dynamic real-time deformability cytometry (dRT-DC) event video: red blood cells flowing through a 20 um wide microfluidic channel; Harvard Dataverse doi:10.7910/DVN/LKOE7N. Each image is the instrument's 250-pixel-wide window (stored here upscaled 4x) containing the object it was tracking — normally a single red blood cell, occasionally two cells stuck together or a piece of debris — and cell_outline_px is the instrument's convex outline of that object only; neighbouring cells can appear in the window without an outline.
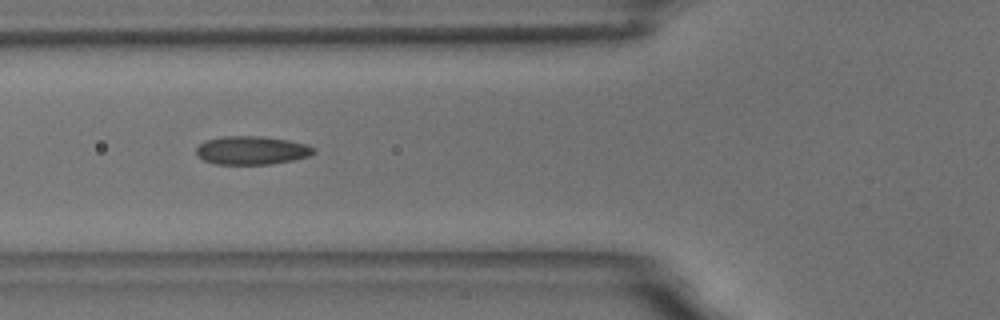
{"species": "common noctule bat (a hibernating species)", "species_latin": "Nyctalus noctula", "temperature_condition": "room temperature", "stored_images_in_passage": 12, "camera_frame_rate_fps": 3000, "um_per_image_px": 0.085, "animal": {"sex": "male", "body_mass_g": 18.8}, "frame": {"image": 1, "passage_image": 3, "time_ms": 2.333, "image_size_px": [1000, 320], "cell_outline_px": [[316, 152], [308, 156], [292, 160], [272, 164], [216, 164], [204, 160], [196, 152], [196, 148], [204, 140], [224, 136], [260, 136], [288, 140], [304, 144], [316, 148]], "centroid_in_image_um": [21.4, 12.77], "position_along_channel_um": 104.4, "area_um2": 19.36}}
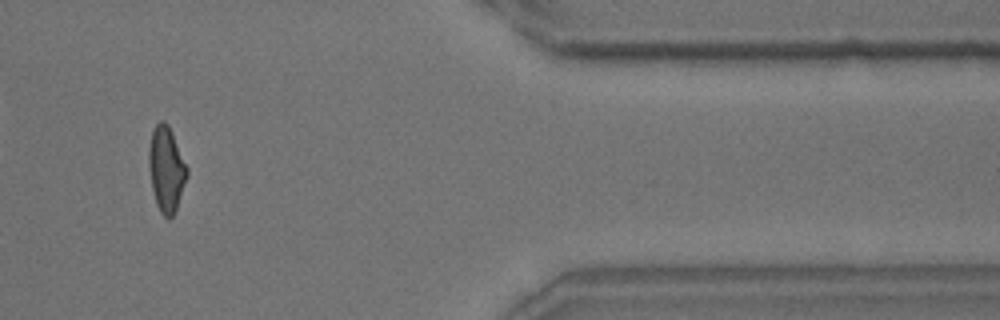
{"frame": {"image": 2, "passage_image": 10, "time_ms": 11.333, "image_size_px": [1000, 320], "cell_outline_px": [[188, 176], [176, 208], [172, 216], [168, 220], [160, 212], [156, 204], [152, 188], [148, 164], [148, 148], [152, 128], [160, 120], [164, 120], [168, 124], [172, 132], [188, 168]], "centroid_in_image_um": [14.12, 14.34], "position_along_channel_um": 397.3, "area_um2": 19.13}}
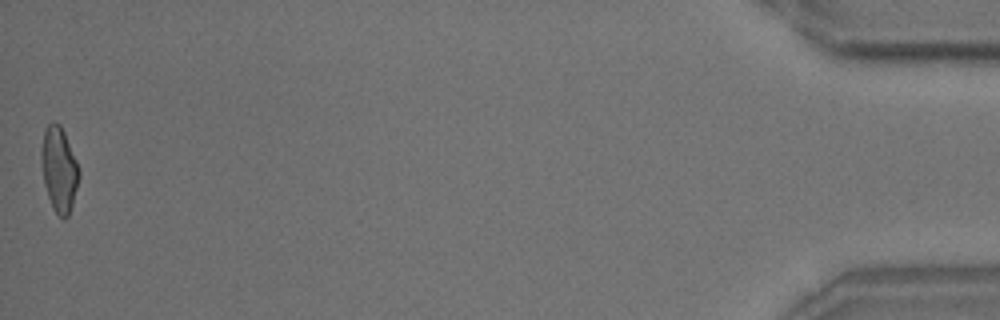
{"frame": {"image": 3, "passage_image": 12, "time_ms": 14.0, "image_size_px": [1000, 320], "cell_outline_px": [[80, 176], [72, 204], [68, 216], [64, 220], [52, 208], [44, 184], [40, 156], [40, 152], [44, 128], [48, 124], [56, 120], [60, 124], [64, 132], [80, 168]], "centroid_in_image_um": [5.01, 14.36], "position_along_channel_um": 430.2, "area_um2": 18.84}, "authors_computed_cell_mechanics": {"area_um2": 18.9584, "velocity_mm_per_s": 3.6134, "shape_relaxation_time_tau1_ms": 9.3785, "shape_relaxation_time_tau2_ms": 1.2457, "deformation_change_tau1": 0.1942, "deformation_change_tau2": 0.0533}}